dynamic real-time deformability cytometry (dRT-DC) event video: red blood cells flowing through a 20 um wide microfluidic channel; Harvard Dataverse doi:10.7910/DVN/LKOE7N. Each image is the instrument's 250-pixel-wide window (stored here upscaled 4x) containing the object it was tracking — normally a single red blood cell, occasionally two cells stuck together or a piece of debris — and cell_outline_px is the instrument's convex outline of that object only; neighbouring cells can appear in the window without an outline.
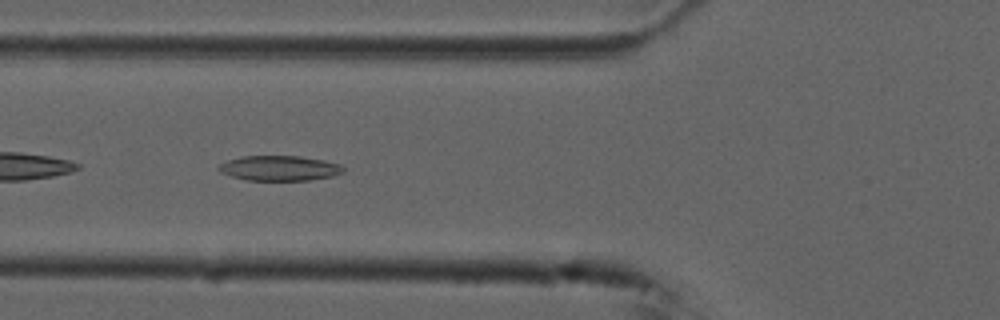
{"species": "common noctule bat (a hibernating species)", "species_latin": "Nyctalus noctula", "temperature_condition": "cold", "stored_images_in_passage": 54, "camera_frame_rate_fps": 3000, "um_per_image_px": 0.085, "animal": {"sex": "male", "forearm_length_mm": 52.5}, "frame": {"image": 1, "passage_image": 20, "time_ms": 6.333, "image_size_px": [1000, 320], "cell_outline_px": [[344, 172], [332, 176], [308, 180], [248, 180], [232, 176], [220, 172], [216, 168], [220, 164], [228, 160], [244, 156], [300, 156], [324, 160], [340, 164], [344, 168]], "centroid_in_image_um": [23.76, 14.29], "position_along_channel_um": 102.0, "area_um2": 18.09}}
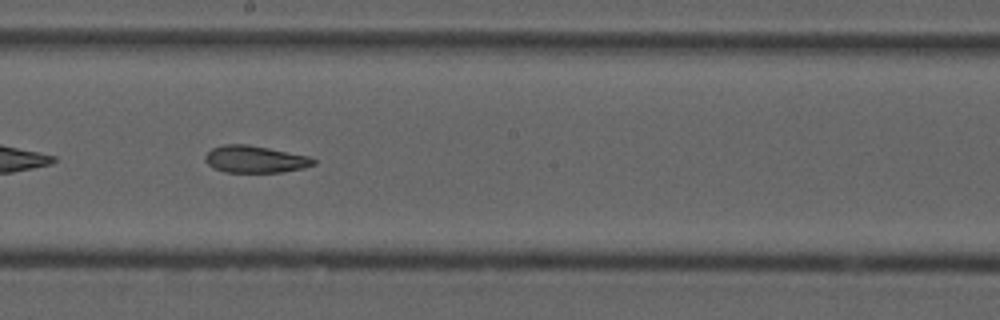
{"frame": {"image": 2, "passage_image": 30, "time_ms": 9.667, "image_size_px": [1000, 320], "cell_outline_px": [[316, 164], [304, 168], [280, 172], [224, 172], [212, 168], [204, 160], [204, 156], [212, 148], [224, 144], [248, 144], [312, 156], [316, 160]], "centroid_in_image_um": [21.7, 13.53], "position_along_channel_um": 226.5, "area_um2": 17.34}}
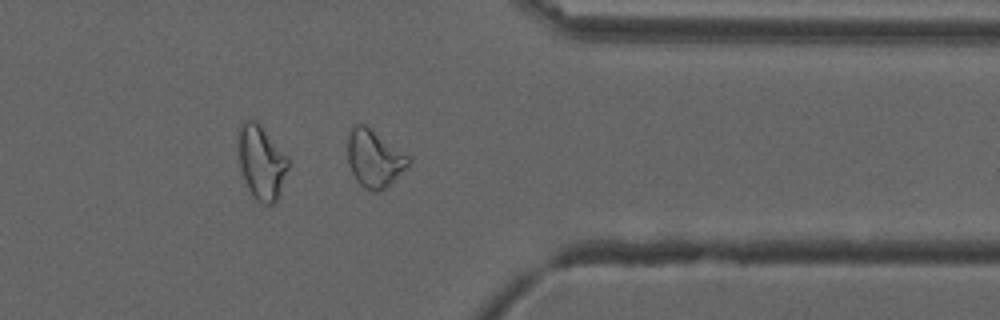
{"frame": {"image": 3, "passage_image": 43, "time_ms": 14.0, "image_size_px": [1000, 320], "cell_outline_px": [[412, 160], [380, 192], [372, 192], [364, 188], [356, 180], [348, 164], [348, 136], [352, 128], [356, 124], [364, 124], [412, 156]], "centroid_in_image_um": [31.82, 13.46], "position_along_channel_um": 379.6, "area_um2": 20.17}, "authors_computed_cell_mechanics": {"area_um2": 20.6057, "velocity_mm_per_s": 3.7279, "shape_relaxation_time_tau1_ms": null, "shape_relaxation_time_tau2_ms": 4.7831, "deformation_change_tau1": null, "deformation_change_tau2": 0.131}}